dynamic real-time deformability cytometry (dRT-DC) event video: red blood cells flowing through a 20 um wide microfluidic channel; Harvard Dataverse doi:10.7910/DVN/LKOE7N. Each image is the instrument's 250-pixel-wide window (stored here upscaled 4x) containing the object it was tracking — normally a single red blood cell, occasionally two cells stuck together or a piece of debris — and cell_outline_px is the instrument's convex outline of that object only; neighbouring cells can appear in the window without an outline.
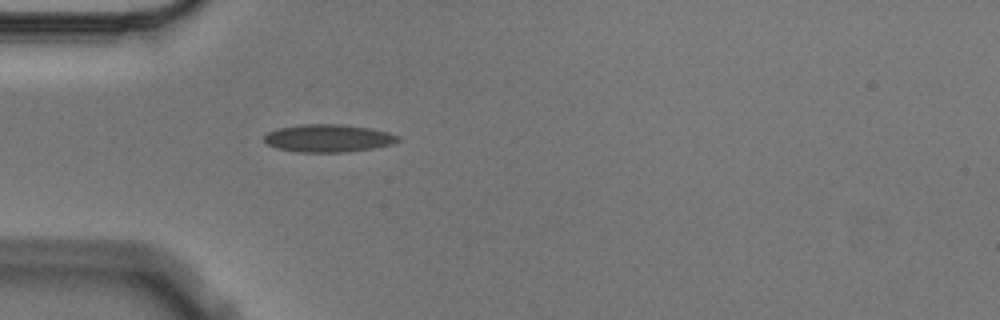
{"species": "Egyptian fruit bat (a non-hibernating species)", "species_latin": "Rousettus aegyptiacus", "temperature_condition": "cold", "stored_images_in_passage": 2, "camera_frame_rate_fps": 3000, "um_per_image_px": 0.085, "animal": {"sex": "male"}, "frame": {"image": 1, "passage_image": 2, "time_ms": 0.333, "image_size_px": [1000, 320], "cell_outline_px": [[400, 140], [392, 144], [372, 148], [344, 152], [296, 152], [276, 148], [268, 144], [264, 140], [264, 136], [268, 132], [280, 128], [300, 124], [340, 124], [368, 128], [388, 132], [400, 136]], "centroid_in_image_um": [27.89, 11.75], "position_along_channel_um": 57.1, "area_um2": 21.5}}